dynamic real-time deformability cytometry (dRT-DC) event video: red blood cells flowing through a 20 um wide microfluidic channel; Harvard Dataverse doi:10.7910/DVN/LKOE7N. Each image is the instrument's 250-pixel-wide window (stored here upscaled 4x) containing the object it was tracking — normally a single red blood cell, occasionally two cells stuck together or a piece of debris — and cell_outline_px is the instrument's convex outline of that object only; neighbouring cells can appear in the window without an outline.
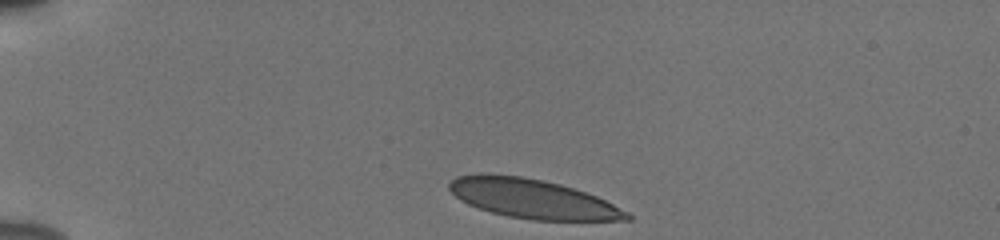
{"species": "human", "species_latin": "Homo sapiens", "temperature_condition": "cold", "stored_images_in_passage": 36, "camera_frame_rate_fps": 3000, "um_per_image_px": 0.085, "donor": {"sex": "male"}, "frame": {"image": 1, "passage_image": 1, "time_ms": 0.0, "image_size_px": [1000, 240], "cell_outline_px": [[632, 220], [532, 220], [508, 216], [492, 212], [468, 204], [460, 200], [448, 188], [448, 184], [456, 176], [480, 172], [488, 172], [520, 176], [544, 180], [560, 184], [596, 196], [628, 212], [632, 216]], "centroid_in_image_um": [45.22, 16.87], "position_along_channel_um": 39.8, "area_um2": 40.63}}
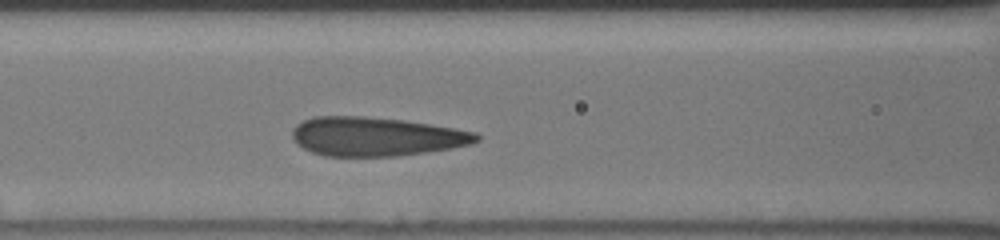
{"frame": {"image": 2, "passage_image": 13, "time_ms": 4.0, "image_size_px": [1000, 240], "cell_outline_px": [[480, 140], [472, 144], [452, 148], [428, 152], [400, 156], [324, 156], [312, 152], [304, 148], [292, 136], [292, 128], [296, 124], [304, 120], [316, 116], [364, 116], [404, 120], [432, 124], [456, 128], [476, 132], [480, 136]], "centroid_in_image_um": [32.01, 11.6], "position_along_channel_um": 134.6, "area_um2": 42.02}}
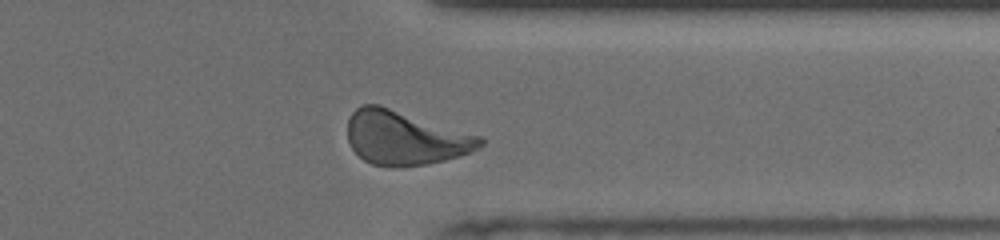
{"frame": {"image": 3, "passage_image": 32, "time_ms": 10.333, "image_size_px": [1000, 240], "cell_outline_px": [[484, 144], [480, 148], [460, 156], [444, 160], [424, 164], [388, 168], [372, 164], [364, 160], [352, 148], [348, 140], [348, 120], [352, 112], [360, 104], [380, 104], [484, 136]], "centroid_in_image_um": [34.46, 11.7], "position_along_channel_um": 376.9, "area_um2": 42.31}, "authors_computed_cell_mechanics": {"area_um2": 41.6738, "velocity_mm_per_s": 3.8365, "shape_relaxation_time_tau1_ms": 4.595, "shape_relaxation_time_tau2_ms": null, "deformation_change_tau1": 0.1541, "deformation_change_tau2": null}}